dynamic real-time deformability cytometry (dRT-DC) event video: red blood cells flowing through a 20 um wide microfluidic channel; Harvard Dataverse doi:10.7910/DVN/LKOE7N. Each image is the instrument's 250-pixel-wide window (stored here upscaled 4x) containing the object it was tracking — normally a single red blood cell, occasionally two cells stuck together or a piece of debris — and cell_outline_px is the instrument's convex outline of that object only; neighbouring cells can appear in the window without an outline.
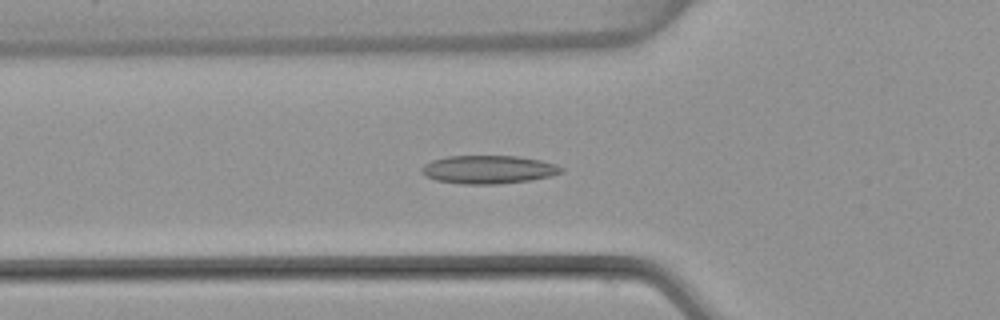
{"species": "common noctule bat (a hibernating species)", "species_latin": "Nyctalus noctula", "temperature_condition": "warm", "stored_images_in_passage": 54, "camera_frame_rate_fps": 3000, "um_per_image_px": 0.085, "animal": {"sex": "female", "body_mass_g": 22.7, "forearm_length_mm": 54.2}, "frame": {"image": 1, "passage_image": 19, "time_ms": 6.0, "image_size_px": [1000, 320], "cell_outline_px": [[564, 172], [552, 176], [532, 180], [500, 184], [460, 184], [436, 180], [424, 176], [420, 172], [420, 168], [424, 164], [432, 160], [448, 156], [516, 156], [540, 160], [556, 164], [564, 168]], "centroid_in_image_um": [41.52, 14.42], "position_along_channel_um": 84.3, "area_um2": 23.29}}
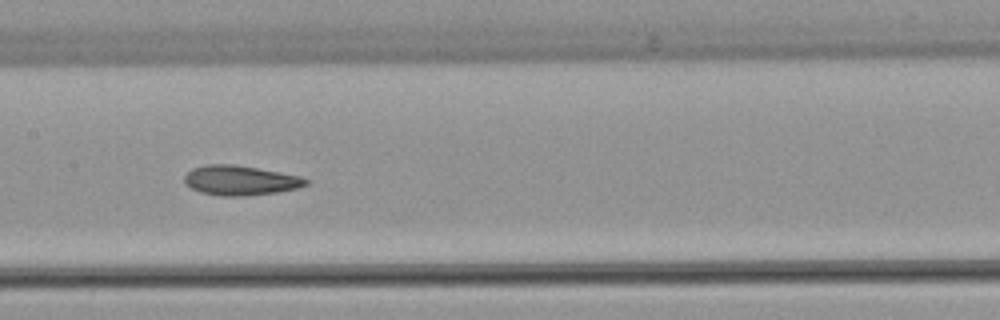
{"frame": {"image": 2, "passage_image": 27, "time_ms": 8.667, "image_size_px": [1000, 320], "cell_outline_px": [[308, 184], [296, 188], [276, 192], [244, 196], [220, 196], [200, 192], [184, 184], [184, 176], [192, 168], [208, 164], [232, 164], [280, 172], [300, 176], [308, 180]], "centroid_in_image_um": [20.39, 15.33], "position_along_channel_um": 187.0, "area_um2": 20.92}}
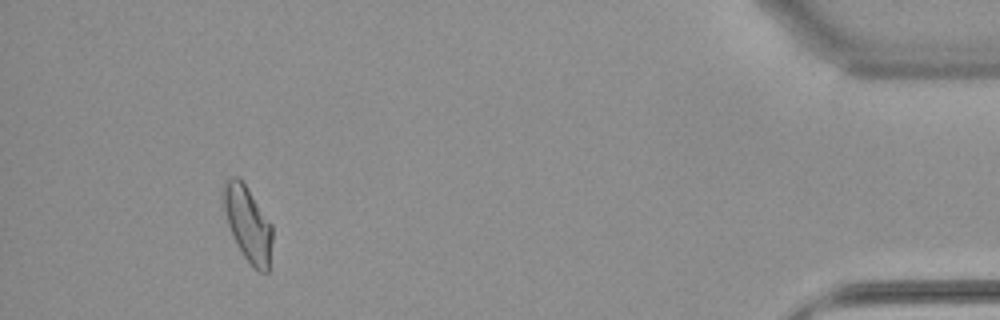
{"frame": {"image": 3, "passage_image": 50, "time_ms": 16.333, "image_size_px": [1000, 320], "cell_outline_px": [[272, 240], [268, 272], [260, 272], [252, 268], [236, 244], [232, 236], [228, 224], [220, 196], [220, 192], [224, 176], [236, 176], [244, 184], [272, 224]], "centroid_in_image_um": [21.01, 18.98], "position_along_channel_um": 414.2, "area_um2": 21.79}, "authors_computed_cell_mechanics": {"area_um2": 21.5305, "velocity_mm_per_s": 3.8309, "shape_relaxation_time_tau1_ms": null, "shape_relaxation_time_tau2_ms": 3.1949, "deformation_change_tau1": null, "deformation_change_tau2": 0.1031}}